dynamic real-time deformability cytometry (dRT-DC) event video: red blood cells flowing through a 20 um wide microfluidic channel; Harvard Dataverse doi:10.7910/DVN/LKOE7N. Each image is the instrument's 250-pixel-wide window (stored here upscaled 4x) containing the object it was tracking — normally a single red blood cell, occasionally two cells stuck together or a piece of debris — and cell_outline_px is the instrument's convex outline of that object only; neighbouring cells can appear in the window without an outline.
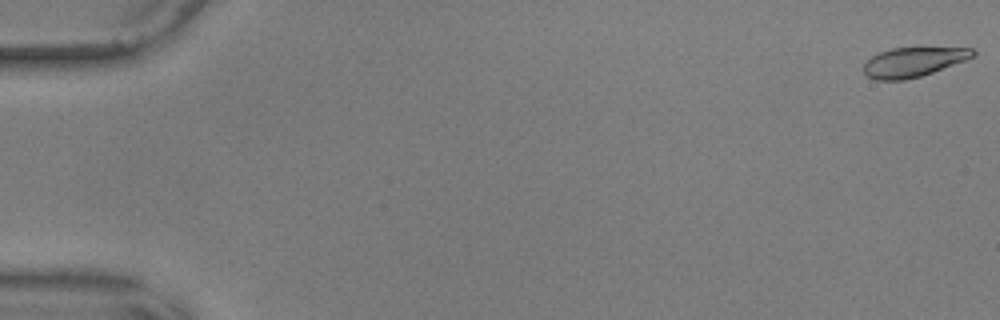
{"species": "common noctule bat (a hibernating species)", "species_latin": "Nyctalus noctula", "temperature_condition": "warm", "stored_images_in_passage": 17, "camera_frame_rate_fps": 3000, "um_per_image_px": 0.085, "animal": {"sex": "male", "body_mass_g": 17.9, "forearm_length_mm": 54.2}, "frame": {"image": 1, "passage_image": 1, "time_ms": 0.0, "image_size_px": [1000, 320], "cell_outline_px": [[976, 52], [972, 56], [964, 60], [932, 72], [920, 76], [904, 80], [876, 80], [868, 76], [864, 72], [864, 64], [872, 56], [880, 52], [892, 48], [972, 48]], "centroid_in_image_um": [77.59, 5.27], "position_along_channel_um": 7.4, "area_um2": 18.32}}
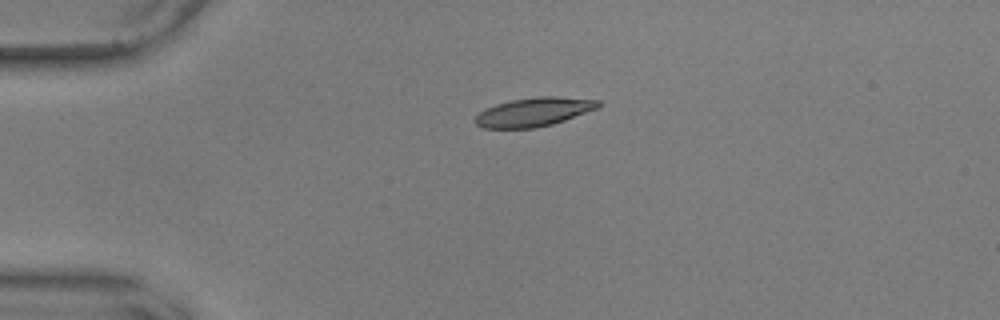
{"frame": {"image": 2, "passage_image": 14, "time_ms": 4.333, "image_size_px": [1000, 320], "cell_outline_px": [[600, 104], [596, 108], [564, 120], [552, 124], [536, 128], [484, 128], [476, 124], [476, 116], [484, 108], [496, 104], [512, 100], [540, 96], [556, 96], [600, 100]], "centroid_in_image_um": [45.35, 9.51], "position_along_channel_um": 39.6, "area_um2": 20.4}}